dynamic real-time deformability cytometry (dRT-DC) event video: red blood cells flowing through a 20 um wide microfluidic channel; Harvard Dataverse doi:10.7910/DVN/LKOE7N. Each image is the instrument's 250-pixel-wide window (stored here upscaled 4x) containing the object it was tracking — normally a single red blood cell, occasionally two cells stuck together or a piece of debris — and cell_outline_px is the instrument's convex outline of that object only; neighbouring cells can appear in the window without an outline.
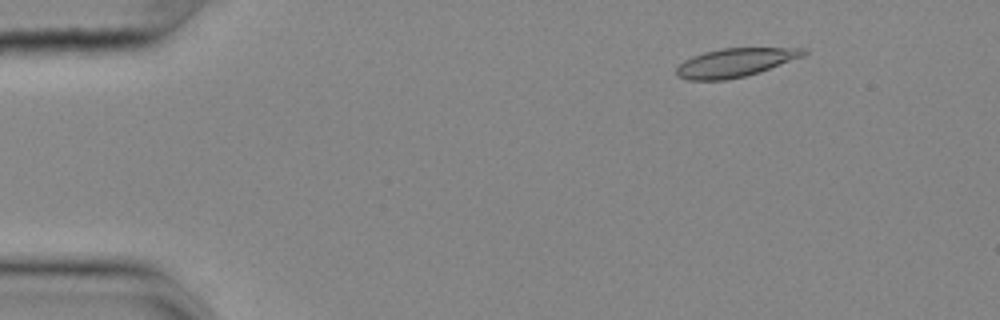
{"species": "common noctule bat (a hibernating species)", "species_latin": "Nyctalus noctula", "temperature_condition": "cold", "stored_images_in_passage": 56, "camera_frame_rate_fps": 3000, "um_per_image_px": 0.085, "animal": {"sex": "female", "body_mass_g": 25.1}, "frame": {"image": 1, "passage_image": 8, "time_ms": 2.333, "image_size_px": [1000, 320], "cell_outline_px": [[808, 52], [804, 56], [760, 72], [728, 80], [688, 80], [676, 76], [676, 68], [684, 60], [692, 56], [704, 52], [720, 48], [808, 48]], "centroid_in_image_um": [62.49, 5.32], "position_along_channel_um": 22.5, "area_um2": 21.33}}
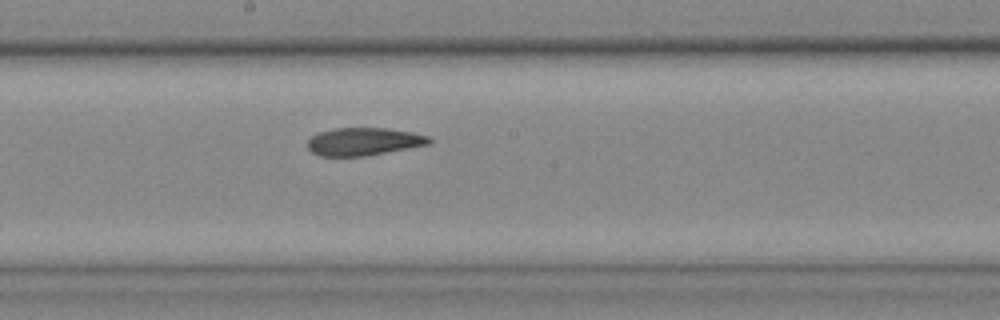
{"frame": {"image": 2, "passage_image": 31, "time_ms": 10.0, "image_size_px": [1000, 320], "cell_outline_px": [[432, 140], [428, 144], [368, 156], [320, 156], [312, 152], [308, 148], [308, 140], [312, 136], [320, 132], [332, 128], [384, 128], [412, 132], [428, 136]], "centroid_in_image_um": [30.89, 12.03], "position_along_channel_um": 217.3, "area_um2": 19.59}}
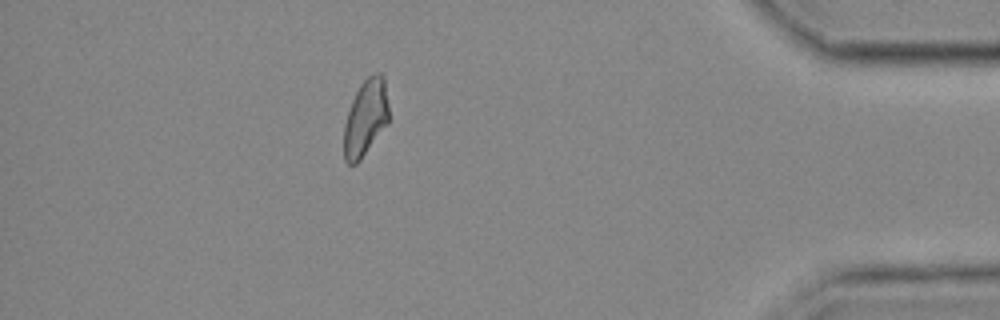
{"frame": {"image": 3, "passage_image": 50, "time_ms": 16.333, "image_size_px": [1000, 320], "cell_outline_px": [[388, 124], [360, 160], [356, 164], [348, 164], [344, 160], [344, 124], [352, 100], [360, 84], [368, 76], [376, 72], [380, 72], [384, 76], [388, 104]], "centroid_in_image_um": [31.08, 10.01], "position_along_channel_um": 404.1, "area_um2": 20.06}, "authors_computed_cell_mechanics": {"area_um2": 20.8658, "velocity_mm_per_s": 3.6288, "shape_relaxation_time_tau1_ms": 6.0889, "shape_relaxation_time_tau2_ms": 6.6402, "deformation_change_tau1": 0.1629, "deformation_change_tau2": 0.1486}}